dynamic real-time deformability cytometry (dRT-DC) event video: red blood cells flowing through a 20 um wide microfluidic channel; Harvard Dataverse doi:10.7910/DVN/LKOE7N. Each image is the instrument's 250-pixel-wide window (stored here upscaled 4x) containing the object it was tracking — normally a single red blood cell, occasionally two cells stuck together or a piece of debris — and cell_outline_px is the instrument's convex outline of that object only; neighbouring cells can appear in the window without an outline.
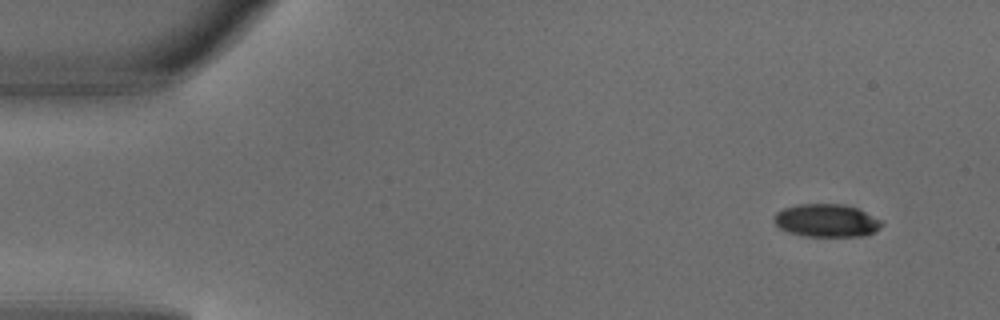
{"species": "common noctule bat (a hibernating species)", "species_latin": "Nyctalus noctula", "temperature_condition": "warm", "stored_images_in_passage": 5, "camera_frame_rate_fps": 3000, "um_per_image_px": 0.085, "animal": {"sex": "male", "body_mass_g": 18.8}, "frame": {"image": 1, "passage_image": 1, "time_ms": 0.0, "image_size_px": [1000, 320], "cell_outline_px": [[884, 224], [876, 232], [864, 236], [804, 236], [788, 232], [780, 228], [772, 220], [772, 216], [776, 212], [784, 208], [800, 204], [840, 204], [856, 208], [880, 220]], "centroid_in_image_um": [70.22, 18.76], "position_along_channel_um": 14.8, "area_um2": 20.63}}
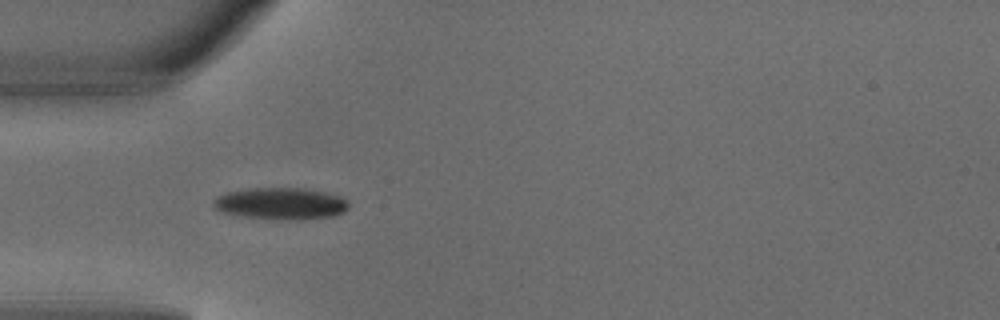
{"frame": {"image": 2, "passage_image": 4, "time_ms": 1.0, "image_size_px": [1000, 320], "cell_outline_px": [[348, 208], [344, 212], [332, 216], [300, 220], [280, 220], [240, 216], [224, 212], [216, 208], [212, 204], [212, 200], [228, 192], [256, 188], [300, 188], [324, 192], [340, 196], [348, 200]], "centroid_in_image_um": [23.9, 17.32], "position_along_channel_um": 61.1, "area_um2": 24.97}}
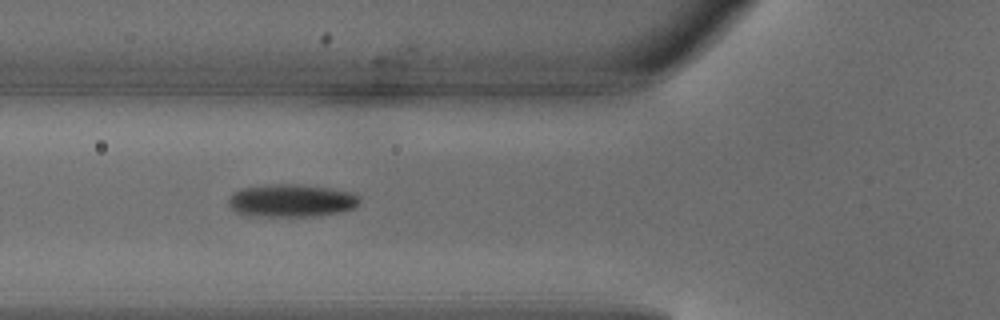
{"frame": {"image": 3, "passage_image": 5, "time_ms": 1.333, "image_size_px": [1000, 320], "cell_outline_px": [[360, 200], [352, 208], [340, 212], [312, 216], [256, 216], [236, 212], [228, 204], [228, 200], [240, 188], [276, 184], [300, 184], [328, 188], [352, 192], [360, 196]], "centroid_in_image_um": [24.78, 17.05], "position_along_channel_um": 101.0, "area_um2": 24.74}}